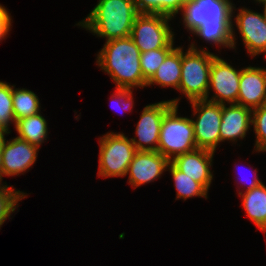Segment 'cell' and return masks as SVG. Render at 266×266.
Instances as JSON below:
<instances>
[{
    "label": "cell",
    "instance_id": "8992f818",
    "mask_svg": "<svg viewBox=\"0 0 266 266\" xmlns=\"http://www.w3.org/2000/svg\"><path fill=\"white\" fill-rule=\"evenodd\" d=\"M99 146L98 176H127L129 164L137 152L131 140L124 133L110 132L101 136Z\"/></svg>",
    "mask_w": 266,
    "mask_h": 266
},
{
    "label": "cell",
    "instance_id": "8fae6325",
    "mask_svg": "<svg viewBox=\"0 0 266 266\" xmlns=\"http://www.w3.org/2000/svg\"><path fill=\"white\" fill-rule=\"evenodd\" d=\"M236 27L247 52L252 57L266 54V17L247 8H240L235 16ZM266 57V56H265Z\"/></svg>",
    "mask_w": 266,
    "mask_h": 266
},
{
    "label": "cell",
    "instance_id": "f546056e",
    "mask_svg": "<svg viewBox=\"0 0 266 266\" xmlns=\"http://www.w3.org/2000/svg\"><path fill=\"white\" fill-rule=\"evenodd\" d=\"M256 171H257V170L254 171V172H255V175H254L253 178H251L252 180L250 179L251 182L248 183V186L246 187V190H245V191H247V190H251V189L257 187L258 185H260V184L262 183V181L259 180V178L257 177L258 175L256 174ZM243 180H244V179H243Z\"/></svg>",
    "mask_w": 266,
    "mask_h": 266
},
{
    "label": "cell",
    "instance_id": "9c48e42d",
    "mask_svg": "<svg viewBox=\"0 0 266 266\" xmlns=\"http://www.w3.org/2000/svg\"><path fill=\"white\" fill-rule=\"evenodd\" d=\"M179 98L144 107L136 126V137L131 142L137 151H157L159 144L160 127L163 116L172 105H178Z\"/></svg>",
    "mask_w": 266,
    "mask_h": 266
},
{
    "label": "cell",
    "instance_id": "cb8c5ba5",
    "mask_svg": "<svg viewBox=\"0 0 266 266\" xmlns=\"http://www.w3.org/2000/svg\"><path fill=\"white\" fill-rule=\"evenodd\" d=\"M16 126L13 112L12 85L0 81V130L8 133L10 123Z\"/></svg>",
    "mask_w": 266,
    "mask_h": 266
},
{
    "label": "cell",
    "instance_id": "83f0119b",
    "mask_svg": "<svg viewBox=\"0 0 266 266\" xmlns=\"http://www.w3.org/2000/svg\"><path fill=\"white\" fill-rule=\"evenodd\" d=\"M11 14L9 13V11H7V9L0 4V41H2V39H5V37H7V34L9 33V31L11 30Z\"/></svg>",
    "mask_w": 266,
    "mask_h": 266
},
{
    "label": "cell",
    "instance_id": "5b68a950",
    "mask_svg": "<svg viewBox=\"0 0 266 266\" xmlns=\"http://www.w3.org/2000/svg\"><path fill=\"white\" fill-rule=\"evenodd\" d=\"M178 105H172L163 116L157 151L170 161L177 155L197 148L190 118L179 117Z\"/></svg>",
    "mask_w": 266,
    "mask_h": 266
},
{
    "label": "cell",
    "instance_id": "7c38bea8",
    "mask_svg": "<svg viewBox=\"0 0 266 266\" xmlns=\"http://www.w3.org/2000/svg\"><path fill=\"white\" fill-rule=\"evenodd\" d=\"M170 160L158 151H137L129 164L128 183L134 188L150 183L167 171Z\"/></svg>",
    "mask_w": 266,
    "mask_h": 266
},
{
    "label": "cell",
    "instance_id": "52a82bcc",
    "mask_svg": "<svg viewBox=\"0 0 266 266\" xmlns=\"http://www.w3.org/2000/svg\"><path fill=\"white\" fill-rule=\"evenodd\" d=\"M171 19L159 14H138L130 37L141 52L174 47V32L168 25Z\"/></svg>",
    "mask_w": 266,
    "mask_h": 266
},
{
    "label": "cell",
    "instance_id": "d4e9b609",
    "mask_svg": "<svg viewBox=\"0 0 266 266\" xmlns=\"http://www.w3.org/2000/svg\"><path fill=\"white\" fill-rule=\"evenodd\" d=\"M175 47H164L159 49H153L148 52H141L140 65L144 78L148 81L152 75L156 72L158 67L163 63L166 56Z\"/></svg>",
    "mask_w": 266,
    "mask_h": 266
},
{
    "label": "cell",
    "instance_id": "7a4b0ae2",
    "mask_svg": "<svg viewBox=\"0 0 266 266\" xmlns=\"http://www.w3.org/2000/svg\"><path fill=\"white\" fill-rule=\"evenodd\" d=\"M140 56L141 51L129 36L106 41L96 63L112 78L116 88H143L147 80L141 71Z\"/></svg>",
    "mask_w": 266,
    "mask_h": 266
},
{
    "label": "cell",
    "instance_id": "ba28073f",
    "mask_svg": "<svg viewBox=\"0 0 266 266\" xmlns=\"http://www.w3.org/2000/svg\"><path fill=\"white\" fill-rule=\"evenodd\" d=\"M190 104L194 111L192 116L198 113L196 120L191 119L197 148L215 152L220 143L222 105L206 99Z\"/></svg>",
    "mask_w": 266,
    "mask_h": 266
},
{
    "label": "cell",
    "instance_id": "44dd1931",
    "mask_svg": "<svg viewBox=\"0 0 266 266\" xmlns=\"http://www.w3.org/2000/svg\"><path fill=\"white\" fill-rule=\"evenodd\" d=\"M167 171H170L174 180V186L177 190L176 199L181 198L185 201L194 196L207 199L208 190L201 183L178 170L171 162L168 165Z\"/></svg>",
    "mask_w": 266,
    "mask_h": 266
},
{
    "label": "cell",
    "instance_id": "30bf717a",
    "mask_svg": "<svg viewBox=\"0 0 266 266\" xmlns=\"http://www.w3.org/2000/svg\"><path fill=\"white\" fill-rule=\"evenodd\" d=\"M241 70H236L232 65L228 64L224 59L215 56L211 63L209 88L206 100L221 105L236 104L239 93V82ZM215 92L213 97L209 99V90Z\"/></svg>",
    "mask_w": 266,
    "mask_h": 266
},
{
    "label": "cell",
    "instance_id": "9a60e30c",
    "mask_svg": "<svg viewBox=\"0 0 266 266\" xmlns=\"http://www.w3.org/2000/svg\"><path fill=\"white\" fill-rule=\"evenodd\" d=\"M215 152L196 148L193 151L177 155L170 162L181 172L201 183L207 190L213 179L210 167Z\"/></svg>",
    "mask_w": 266,
    "mask_h": 266
},
{
    "label": "cell",
    "instance_id": "484cf974",
    "mask_svg": "<svg viewBox=\"0 0 266 266\" xmlns=\"http://www.w3.org/2000/svg\"><path fill=\"white\" fill-rule=\"evenodd\" d=\"M252 125L256 134L255 151H266V104L252 110Z\"/></svg>",
    "mask_w": 266,
    "mask_h": 266
},
{
    "label": "cell",
    "instance_id": "d6986e66",
    "mask_svg": "<svg viewBox=\"0 0 266 266\" xmlns=\"http://www.w3.org/2000/svg\"><path fill=\"white\" fill-rule=\"evenodd\" d=\"M15 129L18 138L37 147L44 143L48 135L47 121L41 113L18 120Z\"/></svg>",
    "mask_w": 266,
    "mask_h": 266
},
{
    "label": "cell",
    "instance_id": "1f68e13d",
    "mask_svg": "<svg viewBox=\"0 0 266 266\" xmlns=\"http://www.w3.org/2000/svg\"><path fill=\"white\" fill-rule=\"evenodd\" d=\"M254 1H255V0H254ZM262 1H263V0H256V2H257V3L259 2L260 4H261Z\"/></svg>",
    "mask_w": 266,
    "mask_h": 266
},
{
    "label": "cell",
    "instance_id": "ac0fdd59",
    "mask_svg": "<svg viewBox=\"0 0 266 266\" xmlns=\"http://www.w3.org/2000/svg\"><path fill=\"white\" fill-rule=\"evenodd\" d=\"M242 205L250 220L264 233H266V186L261 183L257 187L239 191Z\"/></svg>",
    "mask_w": 266,
    "mask_h": 266
},
{
    "label": "cell",
    "instance_id": "e0dca14e",
    "mask_svg": "<svg viewBox=\"0 0 266 266\" xmlns=\"http://www.w3.org/2000/svg\"><path fill=\"white\" fill-rule=\"evenodd\" d=\"M181 79V47H175L147 81L146 86L159 85L178 90Z\"/></svg>",
    "mask_w": 266,
    "mask_h": 266
},
{
    "label": "cell",
    "instance_id": "6da1fadb",
    "mask_svg": "<svg viewBox=\"0 0 266 266\" xmlns=\"http://www.w3.org/2000/svg\"><path fill=\"white\" fill-rule=\"evenodd\" d=\"M231 0H187L182 9L185 28L204 41L235 49Z\"/></svg>",
    "mask_w": 266,
    "mask_h": 266
},
{
    "label": "cell",
    "instance_id": "3957f363",
    "mask_svg": "<svg viewBox=\"0 0 266 266\" xmlns=\"http://www.w3.org/2000/svg\"><path fill=\"white\" fill-rule=\"evenodd\" d=\"M138 14L133 0H99L87 17L76 25L106 41L126 38L130 36Z\"/></svg>",
    "mask_w": 266,
    "mask_h": 266
},
{
    "label": "cell",
    "instance_id": "ffe728a7",
    "mask_svg": "<svg viewBox=\"0 0 266 266\" xmlns=\"http://www.w3.org/2000/svg\"><path fill=\"white\" fill-rule=\"evenodd\" d=\"M13 112L16 122L20 119L40 113V102L38 96L27 89H15L12 86Z\"/></svg>",
    "mask_w": 266,
    "mask_h": 266
},
{
    "label": "cell",
    "instance_id": "4fadbf2b",
    "mask_svg": "<svg viewBox=\"0 0 266 266\" xmlns=\"http://www.w3.org/2000/svg\"><path fill=\"white\" fill-rule=\"evenodd\" d=\"M39 147L18 137L4 143L2 154L3 176L25 173L36 162Z\"/></svg>",
    "mask_w": 266,
    "mask_h": 266
},
{
    "label": "cell",
    "instance_id": "4316f807",
    "mask_svg": "<svg viewBox=\"0 0 266 266\" xmlns=\"http://www.w3.org/2000/svg\"><path fill=\"white\" fill-rule=\"evenodd\" d=\"M132 93V89L116 88L112 95L113 106L115 105L116 109L121 108L122 111H131L134 106Z\"/></svg>",
    "mask_w": 266,
    "mask_h": 266
},
{
    "label": "cell",
    "instance_id": "7402d4cb",
    "mask_svg": "<svg viewBox=\"0 0 266 266\" xmlns=\"http://www.w3.org/2000/svg\"><path fill=\"white\" fill-rule=\"evenodd\" d=\"M139 14H159L174 18L187 0H133Z\"/></svg>",
    "mask_w": 266,
    "mask_h": 266
},
{
    "label": "cell",
    "instance_id": "603a6c76",
    "mask_svg": "<svg viewBox=\"0 0 266 266\" xmlns=\"http://www.w3.org/2000/svg\"><path fill=\"white\" fill-rule=\"evenodd\" d=\"M26 193L12 187L7 184H0V227L11 216V213L15 212L18 207V202L26 198Z\"/></svg>",
    "mask_w": 266,
    "mask_h": 266
},
{
    "label": "cell",
    "instance_id": "5bb4252c",
    "mask_svg": "<svg viewBox=\"0 0 266 266\" xmlns=\"http://www.w3.org/2000/svg\"><path fill=\"white\" fill-rule=\"evenodd\" d=\"M236 104L252 110L266 104V68L248 66L241 70Z\"/></svg>",
    "mask_w": 266,
    "mask_h": 266
},
{
    "label": "cell",
    "instance_id": "277c9868",
    "mask_svg": "<svg viewBox=\"0 0 266 266\" xmlns=\"http://www.w3.org/2000/svg\"><path fill=\"white\" fill-rule=\"evenodd\" d=\"M194 44L191 43L186 52L181 48V79L178 88L190 102L206 99L211 63L216 56L207 49L198 50Z\"/></svg>",
    "mask_w": 266,
    "mask_h": 266
},
{
    "label": "cell",
    "instance_id": "2e32d148",
    "mask_svg": "<svg viewBox=\"0 0 266 266\" xmlns=\"http://www.w3.org/2000/svg\"><path fill=\"white\" fill-rule=\"evenodd\" d=\"M252 125V109L239 104L222 105L220 125V142L230 140L236 142L243 139Z\"/></svg>",
    "mask_w": 266,
    "mask_h": 266
},
{
    "label": "cell",
    "instance_id": "4dcf8cb0",
    "mask_svg": "<svg viewBox=\"0 0 266 266\" xmlns=\"http://www.w3.org/2000/svg\"><path fill=\"white\" fill-rule=\"evenodd\" d=\"M262 5H264L263 7H264V15H265V17H266V0H263L262 2Z\"/></svg>",
    "mask_w": 266,
    "mask_h": 266
},
{
    "label": "cell",
    "instance_id": "f1b7e54d",
    "mask_svg": "<svg viewBox=\"0 0 266 266\" xmlns=\"http://www.w3.org/2000/svg\"><path fill=\"white\" fill-rule=\"evenodd\" d=\"M5 134L9 133L4 130H0V184H2L1 181L3 179L2 154H3L4 143L6 141Z\"/></svg>",
    "mask_w": 266,
    "mask_h": 266
}]
</instances>
